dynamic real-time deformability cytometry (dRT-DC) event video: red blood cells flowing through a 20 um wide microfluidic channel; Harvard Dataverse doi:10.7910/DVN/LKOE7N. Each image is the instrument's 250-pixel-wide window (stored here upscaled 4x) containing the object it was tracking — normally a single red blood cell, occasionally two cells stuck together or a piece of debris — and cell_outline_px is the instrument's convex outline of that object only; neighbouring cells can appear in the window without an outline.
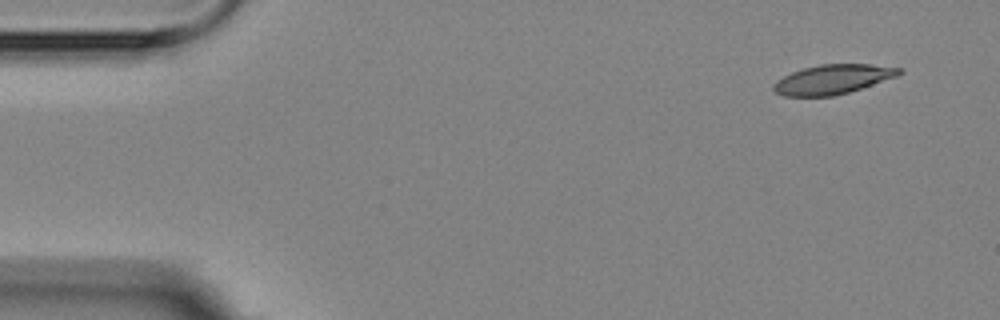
{"species": "Egyptian fruit bat (a non-hibernating species)", "species_latin": "Rousettus aegyptiacus", "temperature_condition": "room temperature", "stored_images_in_passage": 5, "camera_frame_rate_fps": 3000, "um_per_image_px": 0.085, "animal": {"sex": "female"}, "frame": {"image": 1, "passage_image": 1, "time_ms": 0.0, "image_size_px": [1000, 320], "cell_outline_px": [[904, 72], [896, 76], [848, 92], [832, 96], [784, 96], [776, 92], [772, 88], [772, 84], [776, 80], [792, 72], [804, 68], [820, 64], [872, 64], [904, 68]], "centroid_in_image_um": [70.78, 6.73], "position_along_channel_um": 14.2, "area_um2": 21.44}}
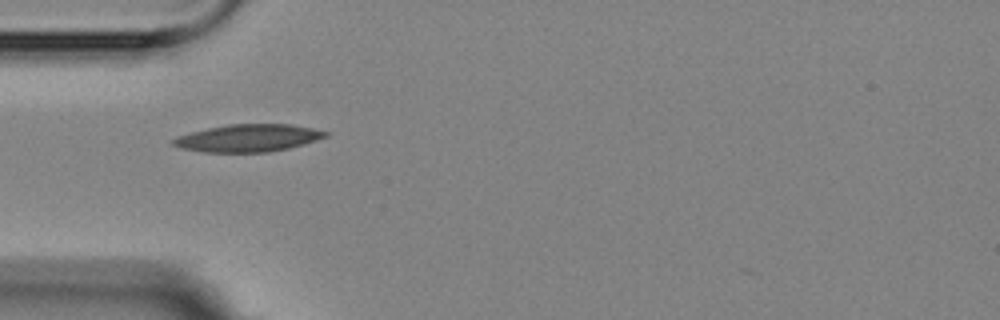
{"frame": {"image": 2, "passage_image": 4, "time_ms": 4.333, "image_size_px": [1000, 320], "cell_outline_px": [[328, 136], [304, 144], [288, 148], [268, 152], [204, 152], [180, 148], [172, 144], [172, 140], [176, 136], [208, 128], [228, 124], [292, 124], [312, 128], [328, 132]], "centroid_in_image_um": [21.09, 11.73], "position_along_channel_um": 63.9, "area_um2": 24.28}}
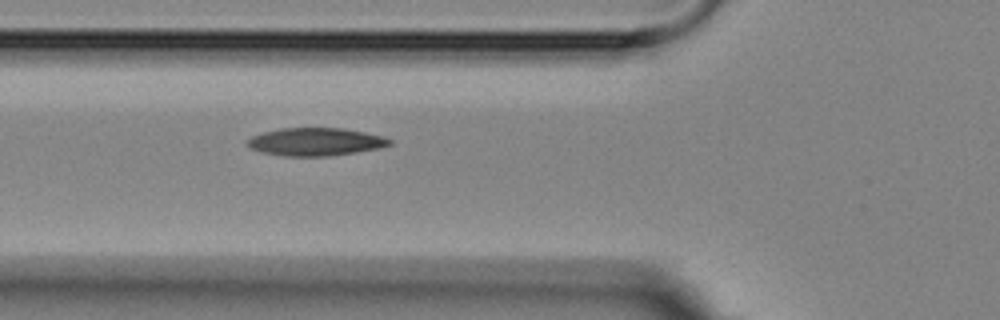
{"frame": {"image": 3, "passage_image": 5, "time_ms": 5.333, "image_size_px": [1000, 320], "cell_outline_px": [[392, 144], [380, 148], [356, 152], [328, 156], [284, 156], [260, 152], [248, 148], [248, 140], [252, 136], [264, 132], [280, 128], [344, 128], [384, 136], [392, 140]], "centroid_in_image_um": [26.83, 12.05], "position_along_channel_um": 99.0, "area_um2": 23.18}}